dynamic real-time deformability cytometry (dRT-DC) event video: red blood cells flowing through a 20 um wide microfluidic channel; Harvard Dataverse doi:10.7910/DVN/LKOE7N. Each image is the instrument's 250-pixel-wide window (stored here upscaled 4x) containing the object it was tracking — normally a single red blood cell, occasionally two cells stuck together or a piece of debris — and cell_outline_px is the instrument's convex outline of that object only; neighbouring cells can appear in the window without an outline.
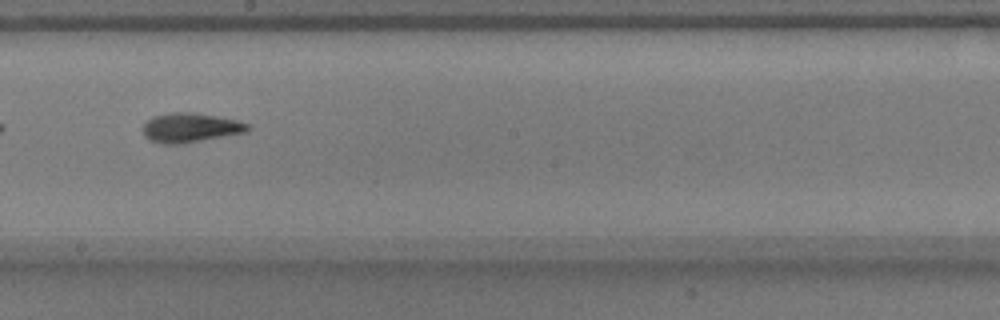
{"species": "common noctule bat (a hibernating species)", "species_latin": "Nyctalus noctula", "temperature_condition": "warm", "stored_images_in_passage": 31, "camera_frame_rate_fps": 3000, "um_per_image_px": 0.085, "animal": {"sex": "male", "body_mass_g": 17.9}, "frame": {"image": 1, "passage_image": 14, "time_ms": 4.333, "image_size_px": [1000, 320], "cell_outline_px": [[252, 128], [248, 132], [180, 144], [160, 144], [148, 140], [144, 136], [140, 128], [152, 116], [168, 112], [192, 112], [240, 120], [252, 124]], "centroid_in_image_um": [16.19, 10.85], "position_along_channel_um": 232.0, "area_um2": 18.5}, "authors_computed_cell_mechanics": {"area_um2": 17.2244, "velocity_mm_per_s": 3.8157, "shape_relaxation_time_tau1_ms": 3.491, "shape_relaxation_time_tau2_ms": 2.9405, "deformation_change_tau1": 0.1587, "deformation_change_tau2": 0.1121}}